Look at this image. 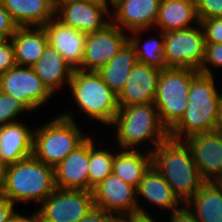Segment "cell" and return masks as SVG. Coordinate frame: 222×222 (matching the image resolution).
<instances>
[{"instance_id":"cell-40","label":"cell","mask_w":222,"mask_h":222,"mask_svg":"<svg viewBox=\"0 0 222 222\" xmlns=\"http://www.w3.org/2000/svg\"><path fill=\"white\" fill-rule=\"evenodd\" d=\"M215 131L222 133V96L220 97V101H219Z\"/></svg>"},{"instance_id":"cell-2","label":"cell","mask_w":222,"mask_h":222,"mask_svg":"<svg viewBox=\"0 0 222 222\" xmlns=\"http://www.w3.org/2000/svg\"><path fill=\"white\" fill-rule=\"evenodd\" d=\"M215 75L198 73L191 81L186 111L169 130V137L185 140L192 135L215 131L222 93L218 92Z\"/></svg>"},{"instance_id":"cell-45","label":"cell","mask_w":222,"mask_h":222,"mask_svg":"<svg viewBox=\"0 0 222 222\" xmlns=\"http://www.w3.org/2000/svg\"><path fill=\"white\" fill-rule=\"evenodd\" d=\"M88 1H107V0H88Z\"/></svg>"},{"instance_id":"cell-1","label":"cell","mask_w":222,"mask_h":222,"mask_svg":"<svg viewBox=\"0 0 222 222\" xmlns=\"http://www.w3.org/2000/svg\"><path fill=\"white\" fill-rule=\"evenodd\" d=\"M151 153L152 165L162 174L178 199L185 204L205 182L189 147L184 140L168 137Z\"/></svg>"},{"instance_id":"cell-14","label":"cell","mask_w":222,"mask_h":222,"mask_svg":"<svg viewBox=\"0 0 222 222\" xmlns=\"http://www.w3.org/2000/svg\"><path fill=\"white\" fill-rule=\"evenodd\" d=\"M161 0H113L110 3V20L128 33L155 26Z\"/></svg>"},{"instance_id":"cell-36","label":"cell","mask_w":222,"mask_h":222,"mask_svg":"<svg viewBox=\"0 0 222 222\" xmlns=\"http://www.w3.org/2000/svg\"><path fill=\"white\" fill-rule=\"evenodd\" d=\"M116 217L115 214L94 207L90 213L78 222H111Z\"/></svg>"},{"instance_id":"cell-12","label":"cell","mask_w":222,"mask_h":222,"mask_svg":"<svg viewBox=\"0 0 222 222\" xmlns=\"http://www.w3.org/2000/svg\"><path fill=\"white\" fill-rule=\"evenodd\" d=\"M125 32L110 22L99 31L87 33L84 58L79 70L97 72L129 40Z\"/></svg>"},{"instance_id":"cell-17","label":"cell","mask_w":222,"mask_h":222,"mask_svg":"<svg viewBox=\"0 0 222 222\" xmlns=\"http://www.w3.org/2000/svg\"><path fill=\"white\" fill-rule=\"evenodd\" d=\"M161 70L136 62L118 95L119 107L154 103Z\"/></svg>"},{"instance_id":"cell-31","label":"cell","mask_w":222,"mask_h":222,"mask_svg":"<svg viewBox=\"0 0 222 222\" xmlns=\"http://www.w3.org/2000/svg\"><path fill=\"white\" fill-rule=\"evenodd\" d=\"M212 68H222V43H206L205 58L201 68L198 70L200 73L213 75Z\"/></svg>"},{"instance_id":"cell-28","label":"cell","mask_w":222,"mask_h":222,"mask_svg":"<svg viewBox=\"0 0 222 222\" xmlns=\"http://www.w3.org/2000/svg\"><path fill=\"white\" fill-rule=\"evenodd\" d=\"M146 31L147 29L132 31L128 36L129 42L133 45L137 61L160 70L168 69L164 54V33L158 29L160 39L151 37L143 42L140 37H143L141 34Z\"/></svg>"},{"instance_id":"cell-7","label":"cell","mask_w":222,"mask_h":222,"mask_svg":"<svg viewBox=\"0 0 222 222\" xmlns=\"http://www.w3.org/2000/svg\"><path fill=\"white\" fill-rule=\"evenodd\" d=\"M198 73V70L192 68L161 70L154 105L168 131L186 111L191 81Z\"/></svg>"},{"instance_id":"cell-4","label":"cell","mask_w":222,"mask_h":222,"mask_svg":"<svg viewBox=\"0 0 222 222\" xmlns=\"http://www.w3.org/2000/svg\"><path fill=\"white\" fill-rule=\"evenodd\" d=\"M111 126L116 127L115 138L119 149L138 150L139 145L144 146L143 143L150 141L152 152L169 137L154 103L120 107Z\"/></svg>"},{"instance_id":"cell-11","label":"cell","mask_w":222,"mask_h":222,"mask_svg":"<svg viewBox=\"0 0 222 222\" xmlns=\"http://www.w3.org/2000/svg\"><path fill=\"white\" fill-rule=\"evenodd\" d=\"M109 1L55 0V17L84 33L99 31L111 20Z\"/></svg>"},{"instance_id":"cell-21","label":"cell","mask_w":222,"mask_h":222,"mask_svg":"<svg viewBox=\"0 0 222 222\" xmlns=\"http://www.w3.org/2000/svg\"><path fill=\"white\" fill-rule=\"evenodd\" d=\"M19 27H42L55 16V0H0Z\"/></svg>"},{"instance_id":"cell-6","label":"cell","mask_w":222,"mask_h":222,"mask_svg":"<svg viewBox=\"0 0 222 222\" xmlns=\"http://www.w3.org/2000/svg\"><path fill=\"white\" fill-rule=\"evenodd\" d=\"M68 87L75 106L84 115L105 125L113 123L120 109L118 95L101 79L95 71L74 69Z\"/></svg>"},{"instance_id":"cell-25","label":"cell","mask_w":222,"mask_h":222,"mask_svg":"<svg viewBox=\"0 0 222 222\" xmlns=\"http://www.w3.org/2000/svg\"><path fill=\"white\" fill-rule=\"evenodd\" d=\"M142 151L118 149L114 154L113 173L135 188L152 166V153L149 149Z\"/></svg>"},{"instance_id":"cell-22","label":"cell","mask_w":222,"mask_h":222,"mask_svg":"<svg viewBox=\"0 0 222 222\" xmlns=\"http://www.w3.org/2000/svg\"><path fill=\"white\" fill-rule=\"evenodd\" d=\"M32 68L53 95L57 93V89H62L66 83H68L67 86L69 85L74 70L60 53L49 44L46 46L42 58Z\"/></svg>"},{"instance_id":"cell-23","label":"cell","mask_w":222,"mask_h":222,"mask_svg":"<svg viewBox=\"0 0 222 222\" xmlns=\"http://www.w3.org/2000/svg\"><path fill=\"white\" fill-rule=\"evenodd\" d=\"M10 40L13 44L16 64L26 67H32L42 58L48 45L44 28L36 26L18 27Z\"/></svg>"},{"instance_id":"cell-20","label":"cell","mask_w":222,"mask_h":222,"mask_svg":"<svg viewBox=\"0 0 222 222\" xmlns=\"http://www.w3.org/2000/svg\"><path fill=\"white\" fill-rule=\"evenodd\" d=\"M21 121L0 126V164L16 163L33 152V132Z\"/></svg>"},{"instance_id":"cell-19","label":"cell","mask_w":222,"mask_h":222,"mask_svg":"<svg viewBox=\"0 0 222 222\" xmlns=\"http://www.w3.org/2000/svg\"><path fill=\"white\" fill-rule=\"evenodd\" d=\"M89 138L54 168L56 187L89 191Z\"/></svg>"},{"instance_id":"cell-42","label":"cell","mask_w":222,"mask_h":222,"mask_svg":"<svg viewBox=\"0 0 222 222\" xmlns=\"http://www.w3.org/2000/svg\"><path fill=\"white\" fill-rule=\"evenodd\" d=\"M4 169H5V166L0 164V199L3 198Z\"/></svg>"},{"instance_id":"cell-27","label":"cell","mask_w":222,"mask_h":222,"mask_svg":"<svg viewBox=\"0 0 222 222\" xmlns=\"http://www.w3.org/2000/svg\"><path fill=\"white\" fill-rule=\"evenodd\" d=\"M136 62L133 45L128 40L118 53L105 66L101 67L97 73L112 91L119 95Z\"/></svg>"},{"instance_id":"cell-5","label":"cell","mask_w":222,"mask_h":222,"mask_svg":"<svg viewBox=\"0 0 222 222\" xmlns=\"http://www.w3.org/2000/svg\"><path fill=\"white\" fill-rule=\"evenodd\" d=\"M63 113L38 126L33 132L32 155L53 168L90 137L83 133L71 112Z\"/></svg>"},{"instance_id":"cell-9","label":"cell","mask_w":222,"mask_h":222,"mask_svg":"<svg viewBox=\"0 0 222 222\" xmlns=\"http://www.w3.org/2000/svg\"><path fill=\"white\" fill-rule=\"evenodd\" d=\"M206 40L200 24L164 33V54L169 68L199 70L205 58Z\"/></svg>"},{"instance_id":"cell-13","label":"cell","mask_w":222,"mask_h":222,"mask_svg":"<svg viewBox=\"0 0 222 222\" xmlns=\"http://www.w3.org/2000/svg\"><path fill=\"white\" fill-rule=\"evenodd\" d=\"M94 206L116 216L138 215L136 188L111 173L93 188Z\"/></svg>"},{"instance_id":"cell-26","label":"cell","mask_w":222,"mask_h":222,"mask_svg":"<svg viewBox=\"0 0 222 222\" xmlns=\"http://www.w3.org/2000/svg\"><path fill=\"white\" fill-rule=\"evenodd\" d=\"M185 205L199 222H222V188L216 181H205Z\"/></svg>"},{"instance_id":"cell-8","label":"cell","mask_w":222,"mask_h":222,"mask_svg":"<svg viewBox=\"0 0 222 222\" xmlns=\"http://www.w3.org/2000/svg\"><path fill=\"white\" fill-rule=\"evenodd\" d=\"M94 207L92 192L56 187L35 212L39 222H78Z\"/></svg>"},{"instance_id":"cell-41","label":"cell","mask_w":222,"mask_h":222,"mask_svg":"<svg viewBox=\"0 0 222 222\" xmlns=\"http://www.w3.org/2000/svg\"><path fill=\"white\" fill-rule=\"evenodd\" d=\"M130 222H157L155 219L151 216H130Z\"/></svg>"},{"instance_id":"cell-37","label":"cell","mask_w":222,"mask_h":222,"mask_svg":"<svg viewBox=\"0 0 222 222\" xmlns=\"http://www.w3.org/2000/svg\"><path fill=\"white\" fill-rule=\"evenodd\" d=\"M169 222H199L196 216L183 204L180 208L170 212Z\"/></svg>"},{"instance_id":"cell-43","label":"cell","mask_w":222,"mask_h":222,"mask_svg":"<svg viewBox=\"0 0 222 222\" xmlns=\"http://www.w3.org/2000/svg\"><path fill=\"white\" fill-rule=\"evenodd\" d=\"M111 222H130V216H116Z\"/></svg>"},{"instance_id":"cell-10","label":"cell","mask_w":222,"mask_h":222,"mask_svg":"<svg viewBox=\"0 0 222 222\" xmlns=\"http://www.w3.org/2000/svg\"><path fill=\"white\" fill-rule=\"evenodd\" d=\"M0 91L14 97L30 112L40 109L53 96L32 67L19 65L0 75Z\"/></svg>"},{"instance_id":"cell-29","label":"cell","mask_w":222,"mask_h":222,"mask_svg":"<svg viewBox=\"0 0 222 222\" xmlns=\"http://www.w3.org/2000/svg\"><path fill=\"white\" fill-rule=\"evenodd\" d=\"M95 139L89 137V192L113 173L114 150L96 148ZM114 152V153H113Z\"/></svg>"},{"instance_id":"cell-15","label":"cell","mask_w":222,"mask_h":222,"mask_svg":"<svg viewBox=\"0 0 222 222\" xmlns=\"http://www.w3.org/2000/svg\"><path fill=\"white\" fill-rule=\"evenodd\" d=\"M184 142L202 178L205 181H217L222 176V133H200L187 137Z\"/></svg>"},{"instance_id":"cell-44","label":"cell","mask_w":222,"mask_h":222,"mask_svg":"<svg viewBox=\"0 0 222 222\" xmlns=\"http://www.w3.org/2000/svg\"><path fill=\"white\" fill-rule=\"evenodd\" d=\"M220 187L222 188V176L216 181Z\"/></svg>"},{"instance_id":"cell-16","label":"cell","mask_w":222,"mask_h":222,"mask_svg":"<svg viewBox=\"0 0 222 222\" xmlns=\"http://www.w3.org/2000/svg\"><path fill=\"white\" fill-rule=\"evenodd\" d=\"M42 27L48 44L55 48L73 69H79L84 58L87 34L63 24L55 16Z\"/></svg>"},{"instance_id":"cell-34","label":"cell","mask_w":222,"mask_h":222,"mask_svg":"<svg viewBox=\"0 0 222 222\" xmlns=\"http://www.w3.org/2000/svg\"><path fill=\"white\" fill-rule=\"evenodd\" d=\"M13 44L10 39L0 41V75L16 66Z\"/></svg>"},{"instance_id":"cell-39","label":"cell","mask_w":222,"mask_h":222,"mask_svg":"<svg viewBox=\"0 0 222 222\" xmlns=\"http://www.w3.org/2000/svg\"><path fill=\"white\" fill-rule=\"evenodd\" d=\"M8 222H39L37 213L34 211L31 215L23 216L16 213Z\"/></svg>"},{"instance_id":"cell-38","label":"cell","mask_w":222,"mask_h":222,"mask_svg":"<svg viewBox=\"0 0 222 222\" xmlns=\"http://www.w3.org/2000/svg\"><path fill=\"white\" fill-rule=\"evenodd\" d=\"M14 207L9 199H0V222H8L17 213Z\"/></svg>"},{"instance_id":"cell-30","label":"cell","mask_w":222,"mask_h":222,"mask_svg":"<svg viewBox=\"0 0 222 222\" xmlns=\"http://www.w3.org/2000/svg\"><path fill=\"white\" fill-rule=\"evenodd\" d=\"M27 111L29 110L14 97L0 91V126L20 121L16 118Z\"/></svg>"},{"instance_id":"cell-33","label":"cell","mask_w":222,"mask_h":222,"mask_svg":"<svg viewBox=\"0 0 222 222\" xmlns=\"http://www.w3.org/2000/svg\"><path fill=\"white\" fill-rule=\"evenodd\" d=\"M206 43H222V17L200 20Z\"/></svg>"},{"instance_id":"cell-32","label":"cell","mask_w":222,"mask_h":222,"mask_svg":"<svg viewBox=\"0 0 222 222\" xmlns=\"http://www.w3.org/2000/svg\"><path fill=\"white\" fill-rule=\"evenodd\" d=\"M195 8L199 21L222 17V0H195Z\"/></svg>"},{"instance_id":"cell-24","label":"cell","mask_w":222,"mask_h":222,"mask_svg":"<svg viewBox=\"0 0 222 222\" xmlns=\"http://www.w3.org/2000/svg\"><path fill=\"white\" fill-rule=\"evenodd\" d=\"M200 23L195 0H161L155 28L163 33L183 30Z\"/></svg>"},{"instance_id":"cell-18","label":"cell","mask_w":222,"mask_h":222,"mask_svg":"<svg viewBox=\"0 0 222 222\" xmlns=\"http://www.w3.org/2000/svg\"><path fill=\"white\" fill-rule=\"evenodd\" d=\"M144 197L149 205L150 203L158 208L173 212L183 205V203L174 194L171 186L167 183L162 174L152 165L146 172L136 188V201L138 204V215L152 216L145 207L138 201V197ZM181 204V205H180Z\"/></svg>"},{"instance_id":"cell-35","label":"cell","mask_w":222,"mask_h":222,"mask_svg":"<svg viewBox=\"0 0 222 222\" xmlns=\"http://www.w3.org/2000/svg\"><path fill=\"white\" fill-rule=\"evenodd\" d=\"M19 26L14 22L9 12L0 1V38L10 39Z\"/></svg>"},{"instance_id":"cell-3","label":"cell","mask_w":222,"mask_h":222,"mask_svg":"<svg viewBox=\"0 0 222 222\" xmlns=\"http://www.w3.org/2000/svg\"><path fill=\"white\" fill-rule=\"evenodd\" d=\"M56 190L54 168L33 155L5 166L3 198L39 205Z\"/></svg>"}]
</instances>
